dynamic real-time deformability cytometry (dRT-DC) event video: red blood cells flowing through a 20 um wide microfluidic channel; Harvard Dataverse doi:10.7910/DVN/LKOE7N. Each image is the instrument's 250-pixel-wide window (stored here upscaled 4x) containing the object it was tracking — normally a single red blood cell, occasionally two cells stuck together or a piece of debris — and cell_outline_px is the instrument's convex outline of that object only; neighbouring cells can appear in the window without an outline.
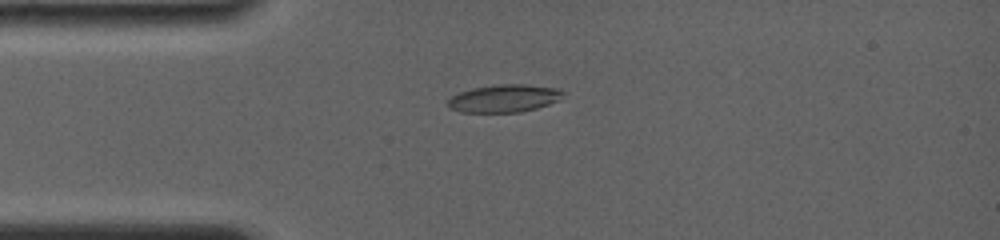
{"species": "common noctule bat (a hibernating species)", "species_latin": "Nyctalus noctula", "temperature_condition": "room temperature", "stored_images_in_passage": 34, "camera_frame_rate_fps": 4000, "um_per_image_px": 0.085, "animal": {"sex": "female", "body_mass_g": 19.0, "forearm_length_mm": 56.7}, "frame": {"image": 1, "passage_image": 6, "time_ms": 1.75, "image_size_px": [1000, 240], "cell_outline_px": [[564, 92], [556, 100], [548, 104], [536, 108], [520, 112], [464, 112], [452, 108], [448, 104], [448, 100], [452, 96], [460, 92], [472, 88], [500, 84], [524, 84], [556, 88]], "centroid_in_image_um": [42.83, 8.35], "position_along_channel_um": 42.2, "area_um2": 18.15}}
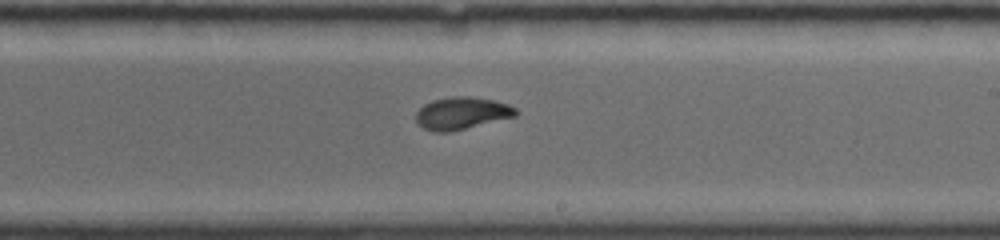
{"frame": {"image": 2, "passage_image": 22, "time_ms": 7.5, "image_size_px": [1000, 240], "cell_outline_px": [[516, 116], [448, 132], [436, 132], [424, 128], [416, 120], [416, 112], [424, 104], [432, 100], [452, 96], [472, 96], [492, 100], [508, 104], [516, 108]], "centroid_in_image_um": [39.23, 9.61], "position_along_channel_um": 249.8, "area_um2": 18.55}}
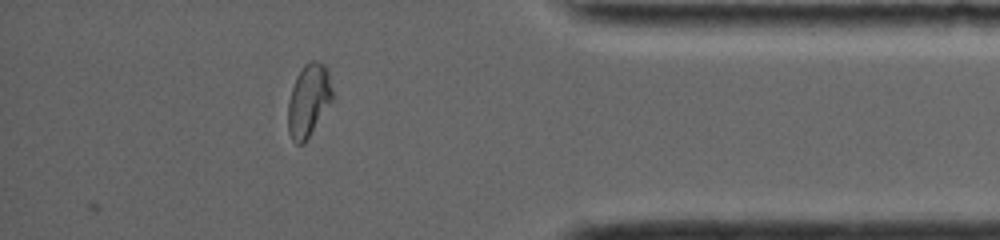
{"frame": {"image": 3, "passage_image": 34, "time_ms": 12.0, "image_size_px": [1000, 240], "cell_outline_px": [[332, 100], [304, 144], [296, 144], [292, 140], [288, 132], [288, 100], [296, 76], [304, 64], [312, 60], [316, 60], [324, 64], [328, 72], [332, 88]], "centroid_in_image_um": [26.21, 8.53], "position_along_channel_um": 409.0, "area_um2": 18.73}, "authors_computed_cell_mechanics": {"area_um2": 18.2359, "velocity_mm_per_s": 3.8773, "shape_relaxation_time_tau1_ms": 5.3306, "shape_relaxation_time_tau2_ms": null, "deformation_change_tau1": 0.2231, "deformation_change_tau2": null}}